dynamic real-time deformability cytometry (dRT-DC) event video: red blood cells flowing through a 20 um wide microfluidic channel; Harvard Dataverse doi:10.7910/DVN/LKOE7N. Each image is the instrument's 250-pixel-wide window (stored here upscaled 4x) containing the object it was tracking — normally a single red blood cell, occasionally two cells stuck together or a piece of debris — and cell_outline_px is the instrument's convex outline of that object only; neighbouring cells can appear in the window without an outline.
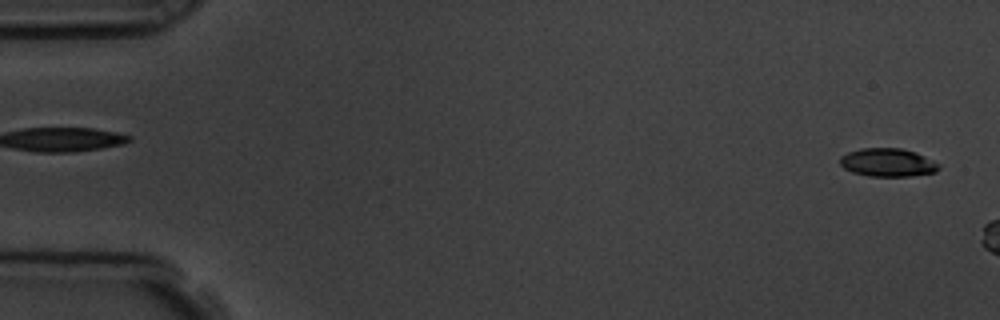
{"species": "common noctule bat (a hibernating species)", "species_latin": "Nyctalus noctula", "temperature_condition": "room temperature", "stored_images_in_passage": 6, "camera_frame_rate_fps": 3000, "um_per_image_px": 0.085, "animal": {"sex": "male", "body_mass_g": 19.5, "forearm_length_mm": 54.6}, "frame": {"image": 1, "passage_image": 1, "time_ms": 0.0, "image_size_px": [1000, 320], "cell_outline_px": [[940, 168], [936, 172], [908, 176], [868, 176], [852, 172], [844, 168], [840, 164], [840, 156], [848, 152], [860, 148], [900, 148], [916, 152], [940, 164]], "centroid_in_image_um": [75.45, 13.81], "position_along_channel_um": 9.6, "area_um2": 16.3}}